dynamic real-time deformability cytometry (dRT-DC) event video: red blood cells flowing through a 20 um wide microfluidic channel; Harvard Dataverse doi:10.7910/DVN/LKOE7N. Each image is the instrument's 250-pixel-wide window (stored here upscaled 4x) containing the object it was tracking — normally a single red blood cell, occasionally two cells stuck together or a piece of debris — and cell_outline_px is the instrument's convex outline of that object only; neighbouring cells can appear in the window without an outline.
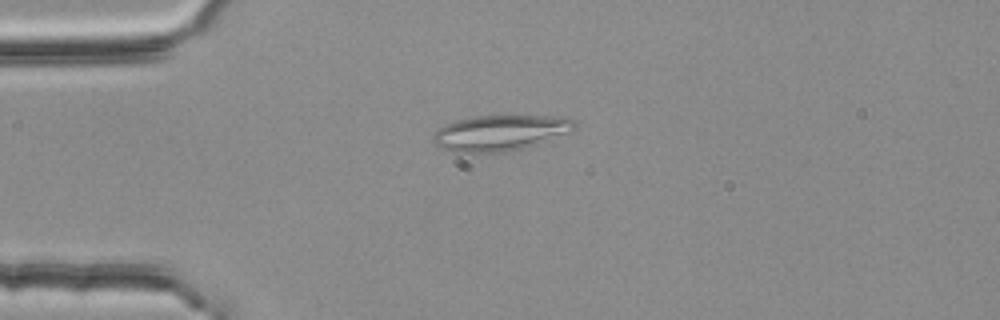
{"species": "common noctule bat (a hibernating species)", "species_latin": "Nyctalus noctula", "temperature_condition": "room temperature", "stored_images_in_passage": 1, "camera_frame_rate_fps": 3000, "um_per_image_px": 0.085, "animal": {"sex": "female", "body_mass_g": 25.1}, "frame": {"image": 1, "passage_image": 1, "time_ms": 0.0, "image_size_px": [1000, 320], "cell_outline_px": [[576, 128], [572, 132], [520, 148], [504, 152], [456, 152], [440, 148], [432, 140], [432, 136], [440, 128], [456, 120], [476, 116], [568, 116], [576, 124]], "centroid_in_image_um": [42.53, 11.28], "position_along_channel_um": 42.5, "area_um2": 29.02}}